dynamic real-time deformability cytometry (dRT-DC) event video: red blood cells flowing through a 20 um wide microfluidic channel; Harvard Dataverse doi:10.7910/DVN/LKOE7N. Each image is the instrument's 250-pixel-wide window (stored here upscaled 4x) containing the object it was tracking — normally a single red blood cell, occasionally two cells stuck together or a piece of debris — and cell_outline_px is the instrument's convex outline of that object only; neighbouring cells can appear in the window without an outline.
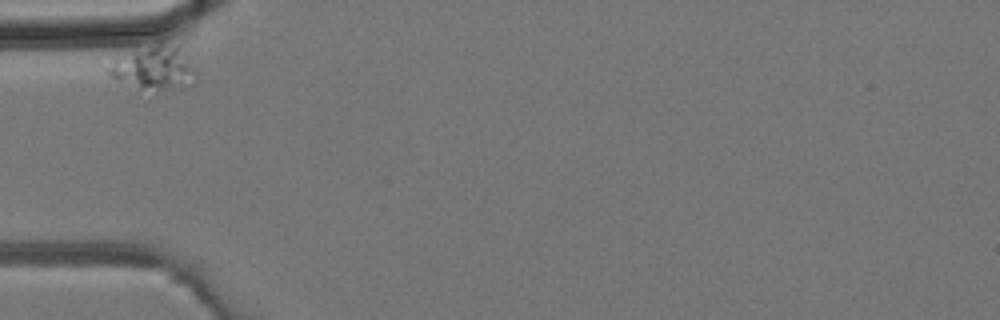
{"species": "common noctule bat (a hibernating species)", "species_latin": "Nyctalus noctula", "temperature_condition": "room temperature", "stored_images_in_passage": 24, "camera_frame_rate_fps": 3000, "um_per_image_px": 0.085, "animal": {"sex": "male", "body_mass_g": 19.2, "forearm_length_mm": 51.8}, "frame": {"image": 1, "passage_image": 1, "time_ms": 0.0, "image_size_px": [1000, 320], "cell_outline_px": [[196, 84], [180, 88], [156, 92], [140, 88], [112, 76], [108, 72], [108, 68], [116, 56], [148, 48], [176, 44], [180, 44], [196, 72]], "centroid_in_image_um": [13.19, 5.83], "position_along_channel_um": 71.8, "area_um2": 21.79}}
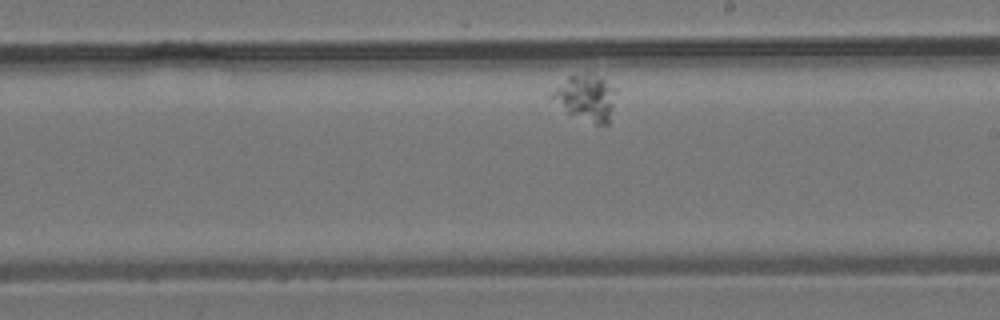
{"frame": {"image": 2, "passage_image": 14, "time_ms": 4.333, "image_size_px": [1000, 320], "cell_outline_px": [[616, 92], [608, 124], [596, 124], [568, 112], [548, 96], [568, 76], [584, 72], [588, 72], [604, 80], [616, 88]], "centroid_in_image_um": [49.81, 8.27], "position_along_channel_um": 239.2, "area_um2": 16.76}}
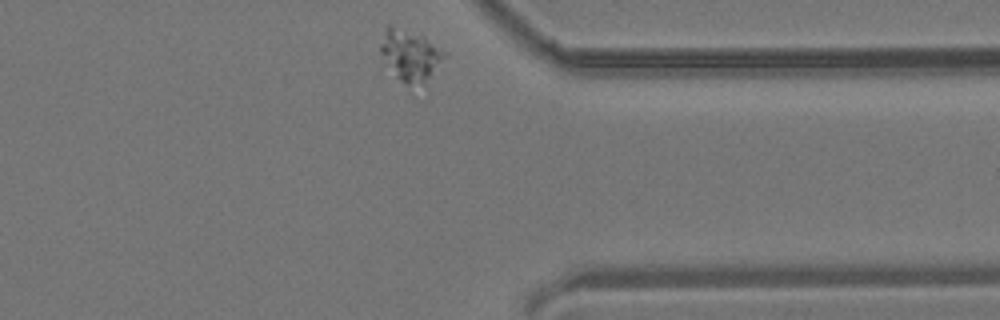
{"frame": {"image": 3, "passage_image": 24, "time_ms": 7.667, "image_size_px": [1000, 320], "cell_outline_px": [[448, 52], [424, 84], [404, 84], [396, 76], [380, 52], [380, 44], [384, 28], [388, 24], [392, 24], [420, 36]], "centroid_in_image_um": [34.84, 4.67], "position_along_channel_um": 376.6, "area_um2": 18.5}}